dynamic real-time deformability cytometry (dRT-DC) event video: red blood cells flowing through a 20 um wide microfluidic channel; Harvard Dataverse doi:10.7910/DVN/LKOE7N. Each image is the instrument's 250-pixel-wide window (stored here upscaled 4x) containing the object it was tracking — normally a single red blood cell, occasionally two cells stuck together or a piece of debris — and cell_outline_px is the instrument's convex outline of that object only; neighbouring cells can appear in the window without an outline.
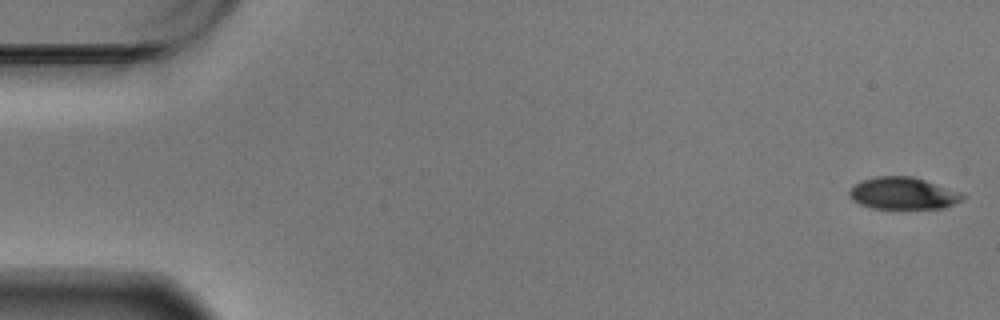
{"species": "Egyptian fruit bat (a non-hibernating species)", "species_latin": "Rousettus aegyptiacus", "temperature_condition": "warm", "stored_images_in_passage": 58, "camera_frame_rate_fps": 3000, "um_per_image_px": 0.085, "animal": {"sex": "male"}, "frame": {"image": 1, "passage_image": 1, "time_ms": 0.0, "image_size_px": [1000, 320], "cell_outline_px": [[968, 196], [944, 208], [872, 208], [860, 204], [852, 200], [848, 196], [848, 192], [856, 184], [864, 180], [876, 176], [912, 176], [960, 192]], "centroid_in_image_um": [76.74, 16.43], "position_along_channel_um": 8.3, "area_um2": 20.87}}
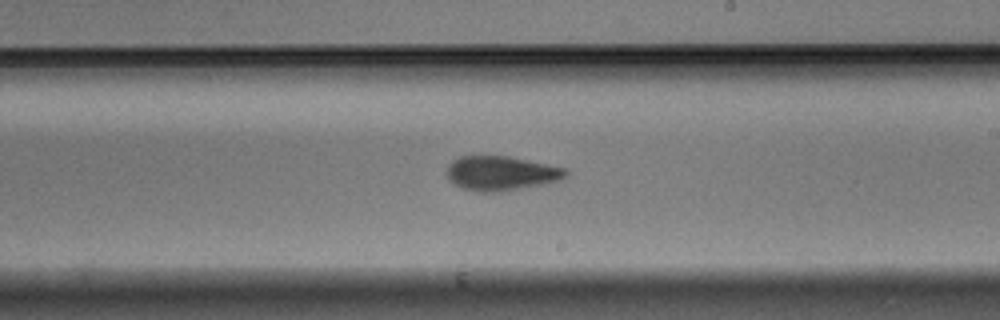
{"frame": {"image": 2, "passage_image": 34, "time_ms": 11.0, "image_size_px": [1000, 320], "cell_outline_px": [[568, 176], [560, 180], [544, 184], [500, 192], [480, 192], [464, 188], [448, 180], [444, 172], [448, 164], [452, 160], [460, 156], [508, 156], [548, 164], [564, 168], [568, 172]], "centroid_in_image_um": [42.56, 14.72], "position_along_channel_um": 246.4, "area_um2": 24.04}}
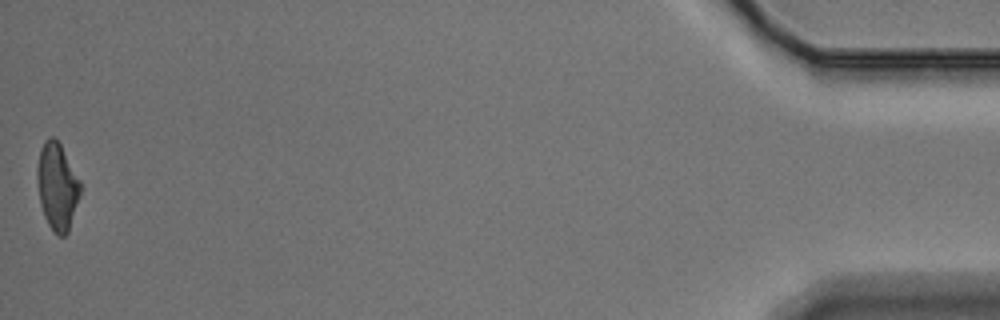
{"frame": {"image": 3, "passage_image": 58, "time_ms": 19.0, "image_size_px": [1000, 320], "cell_outline_px": [[80, 192], [68, 232], [64, 236], [56, 236], [48, 224], [44, 216], [40, 204], [36, 176], [36, 168], [40, 148], [44, 140], [48, 136], [52, 136], [60, 144], [80, 180]], "centroid_in_image_um": [4.83, 15.83], "position_along_channel_um": 430.4, "area_um2": 21.85}, "authors_computed_cell_mechanics": {"area_um2": 23.0044, "velocity_mm_per_s": 3.4723, "shape_relaxation_time_tau1_ms": 3.5366, "shape_relaxation_time_tau2_ms": 3.0849, "deformation_change_tau1": 0.1369, "deformation_change_tau2": 0.0957}}